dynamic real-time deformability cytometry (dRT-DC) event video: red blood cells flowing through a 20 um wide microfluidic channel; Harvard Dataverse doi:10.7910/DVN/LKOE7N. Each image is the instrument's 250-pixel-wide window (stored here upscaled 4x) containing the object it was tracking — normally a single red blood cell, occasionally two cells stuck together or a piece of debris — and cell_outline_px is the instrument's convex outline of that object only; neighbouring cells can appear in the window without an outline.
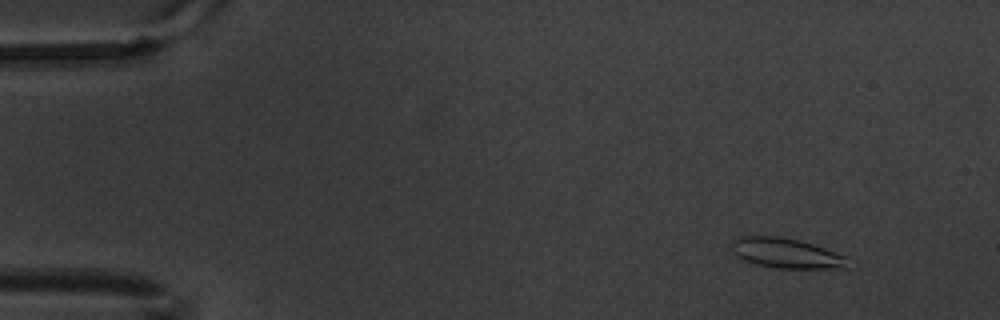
{"species": "common noctule bat (a hibernating species)", "species_latin": "Nyctalus noctula", "temperature_condition": "warm", "stored_images_in_passage": 9, "camera_frame_rate_fps": 3000, "um_per_image_px": 0.085, "animal": {"sex": "male", "body_mass_g": 20.1, "forearm_length_mm": 53.5}, "frame": {"image": 1, "passage_image": 2, "time_ms": 0.333, "image_size_px": [1000, 320], "cell_outline_px": [[852, 268], [776, 268], [756, 264], [744, 260], [732, 248], [732, 240], [736, 236], [780, 236], [812, 244], [848, 256]], "centroid_in_image_um": [66.9, 21.52], "position_along_channel_um": 18.1, "area_um2": 20.35}}
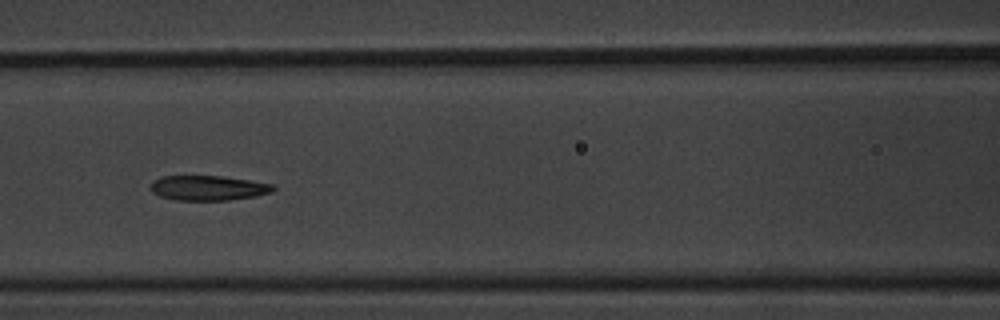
{"frame": {"image": 2, "passage_image": 8, "time_ms": 2.333, "image_size_px": [1000, 320], "cell_outline_px": [[276, 188], [272, 192], [256, 196], [228, 200], [176, 200], [160, 196], [152, 192], [148, 188], [152, 180], [160, 176], [224, 176], [272, 184]], "centroid_in_image_um": [17.65, 15.97], "position_along_channel_um": 149.0, "area_um2": 17.92}}
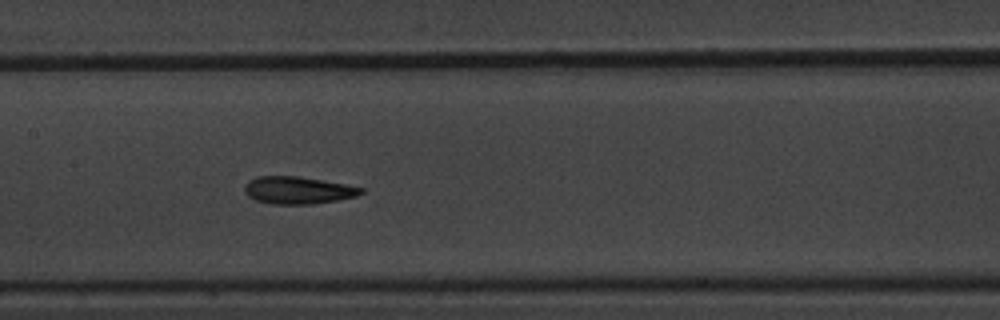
{"frame": {"image": 3, "passage_image": 9, "time_ms": 2.667, "image_size_px": [1000, 320], "cell_outline_px": [[364, 192], [356, 196], [336, 200], [312, 204], [272, 204], [256, 200], [248, 196], [244, 192], [244, 184], [248, 180], [256, 176], [300, 176], [348, 184], [364, 188]], "centroid_in_image_um": [25.31, 16.16], "position_along_channel_um": 182.1, "area_um2": 18.79}}